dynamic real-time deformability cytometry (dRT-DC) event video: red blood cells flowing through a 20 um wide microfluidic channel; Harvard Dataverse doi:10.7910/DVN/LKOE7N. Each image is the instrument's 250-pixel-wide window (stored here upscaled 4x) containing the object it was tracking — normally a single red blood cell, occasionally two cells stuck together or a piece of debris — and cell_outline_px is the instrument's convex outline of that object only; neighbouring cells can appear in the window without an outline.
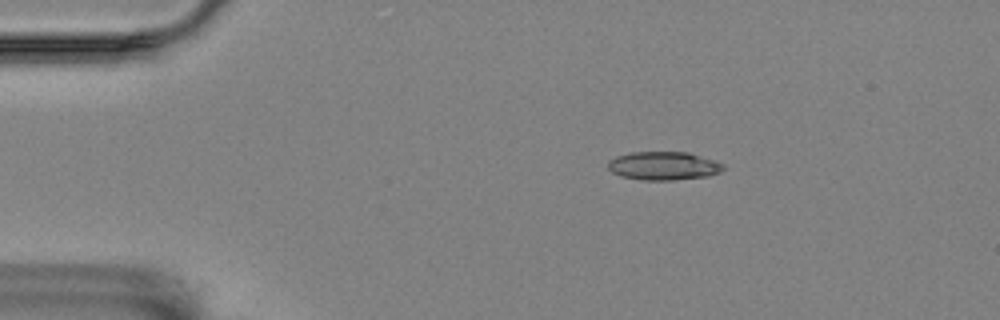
{"species": "Egyptian fruit bat (a non-hibernating species)", "species_latin": "Rousettus aegyptiacus", "temperature_condition": "room temperature", "stored_images_in_passage": 4, "camera_frame_rate_fps": 3000, "um_per_image_px": 0.085, "animal": {"sex": "female"}, "frame": {"image": 1, "passage_image": 1, "time_ms": 0.0, "image_size_px": [1000, 320], "cell_outline_px": [[724, 168], [720, 172], [708, 176], [672, 180], [644, 180], [620, 176], [612, 172], [608, 168], [608, 160], [616, 156], [632, 152], [688, 152], [716, 160], [724, 164]], "centroid_in_image_um": [56.41, 14.09], "position_along_channel_um": 28.6, "area_um2": 19.19}}